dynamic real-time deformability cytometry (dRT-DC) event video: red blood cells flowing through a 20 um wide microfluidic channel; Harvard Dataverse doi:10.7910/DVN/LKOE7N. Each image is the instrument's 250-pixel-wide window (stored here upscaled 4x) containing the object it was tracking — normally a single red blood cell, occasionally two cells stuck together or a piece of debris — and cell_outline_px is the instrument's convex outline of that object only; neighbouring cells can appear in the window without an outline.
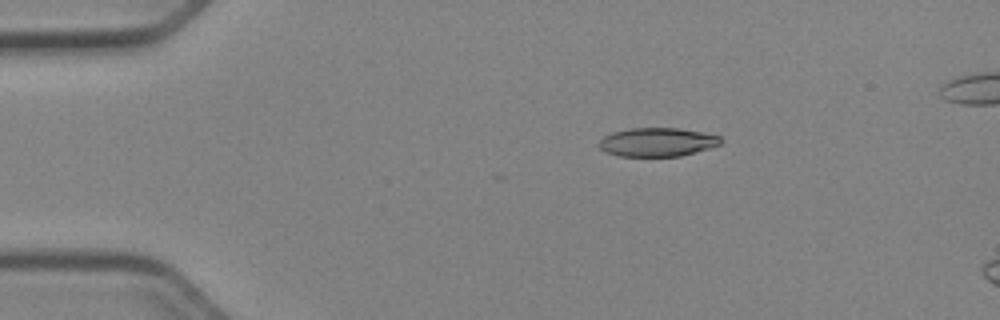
{"species": "Egyptian fruit bat (a non-hibernating species)", "species_latin": "Rousettus aegyptiacus", "temperature_condition": "cold", "stored_images_in_passage": 9, "camera_frame_rate_fps": 3000, "um_per_image_px": 0.085, "animal": {"sex": "female"}, "frame": {"image": 1, "passage_image": 1, "time_ms": 0.0, "image_size_px": [1000, 320], "cell_outline_px": [[724, 140], [720, 144], [708, 148], [680, 156], [620, 156], [604, 152], [596, 144], [604, 136], [612, 132], [632, 128], [680, 128], [720, 136]], "centroid_in_image_um": [55.83, 12.08], "position_along_channel_um": 29.2, "area_um2": 20.35}}